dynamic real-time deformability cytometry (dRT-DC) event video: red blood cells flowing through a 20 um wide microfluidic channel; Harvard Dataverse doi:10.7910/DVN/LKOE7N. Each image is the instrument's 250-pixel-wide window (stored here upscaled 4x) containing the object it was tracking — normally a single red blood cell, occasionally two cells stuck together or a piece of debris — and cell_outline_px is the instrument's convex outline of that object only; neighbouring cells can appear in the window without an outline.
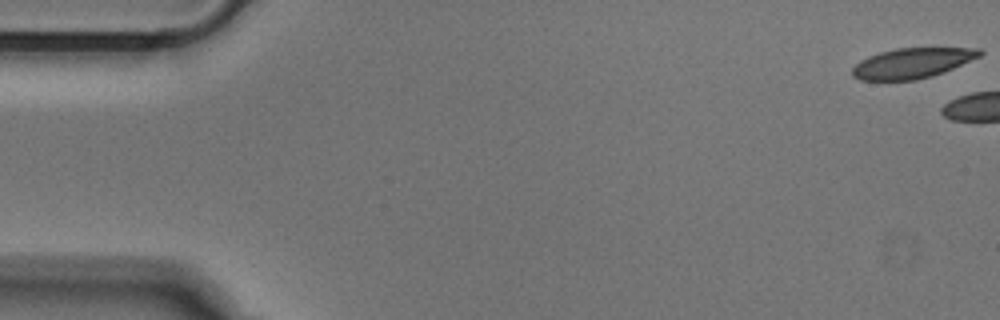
{"species": "Egyptian fruit bat (a non-hibernating species)", "species_latin": "Rousettus aegyptiacus", "temperature_condition": "cold", "stored_images_in_passage": 4, "camera_frame_rate_fps": 3000, "um_per_image_px": 0.085, "animal": {"sex": "male"}, "frame": {"image": 1, "passage_image": 1, "time_ms": 0.0, "image_size_px": [1000, 320], "cell_outline_px": [[984, 52], [980, 56], [944, 72], [932, 76], [916, 80], [860, 80], [852, 76], [852, 68], [860, 60], [868, 56], [880, 52], [896, 48], [980, 48]], "centroid_in_image_um": [77.53, 5.36], "position_along_channel_um": 7.5, "area_um2": 22.43}}